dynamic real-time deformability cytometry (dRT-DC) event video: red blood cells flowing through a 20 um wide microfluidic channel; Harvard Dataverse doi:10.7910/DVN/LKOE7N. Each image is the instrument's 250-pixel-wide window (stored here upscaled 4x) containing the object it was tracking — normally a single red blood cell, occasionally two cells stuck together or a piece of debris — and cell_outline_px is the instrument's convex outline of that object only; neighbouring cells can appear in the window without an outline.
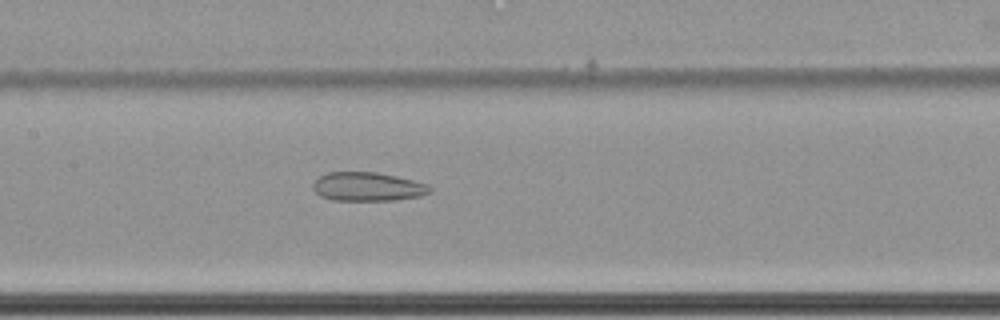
{"species": "common noctule bat (a hibernating species)", "species_latin": "Nyctalus noctula", "temperature_condition": "cold", "stored_images_in_passage": 64, "camera_frame_rate_fps": 3000, "um_per_image_px": 0.085, "animal": {"sex": "female", "body_mass_g": 22.7, "forearm_length_mm": 54.2}, "frame": {"image": 1, "passage_image": 34, "time_ms": 11.0, "image_size_px": [1000, 320], "cell_outline_px": [[432, 192], [420, 196], [396, 200], [332, 200], [320, 196], [312, 188], [312, 184], [320, 176], [328, 172], [376, 172], [396, 176], [428, 184], [432, 188]], "centroid_in_image_um": [31.26, 15.87], "position_along_channel_um": 176.1, "area_um2": 19.65}}
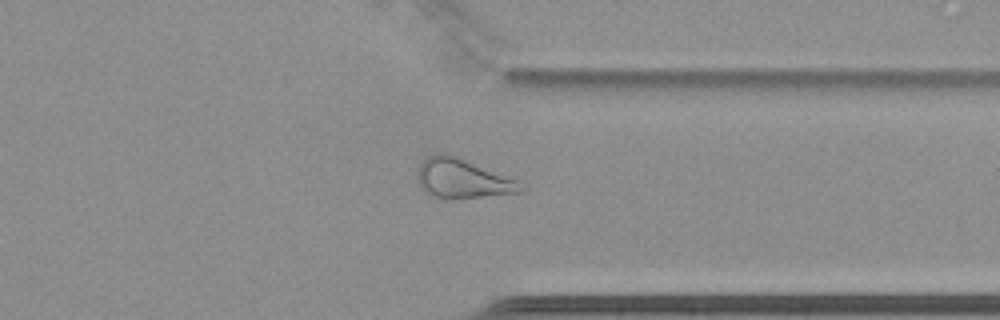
{"frame": {"image": 2, "passage_image": 51, "time_ms": 16.667, "image_size_px": [1000, 320], "cell_outline_px": [[528, 188], [524, 192], [480, 196], [436, 196], [424, 192], [420, 188], [416, 172], [420, 164], [428, 156], [436, 152], [448, 152], [516, 180]], "centroid_in_image_um": [39.3, 15.12], "position_along_channel_um": 372.1, "area_um2": 23.29}}
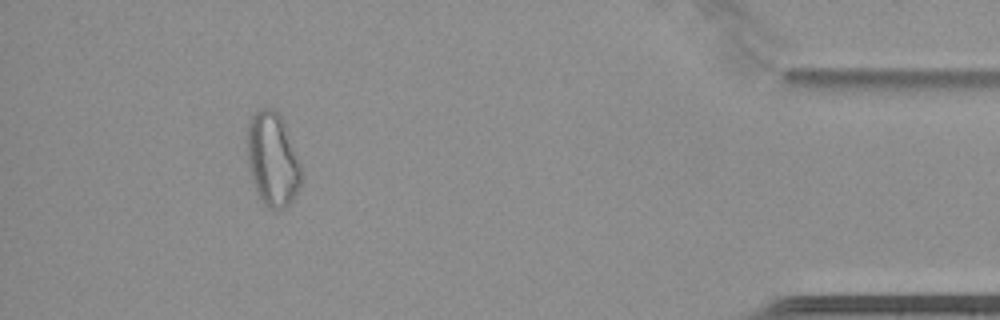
{"frame": {"image": 3, "passage_image": 59, "time_ms": 19.333, "image_size_px": [1000, 320], "cell_outline_px": [[300, 184], [292, 200], [284, 208], [272, 208], [264, 204], [260, 200], [256, 192], [252, 180], [248, 164], [248, 120], [256, 108], [272, 108], [280, 116], [284, 124], [300, 164]], "centroid_in_image_um": [23.13, 13.52], "position_along_channel_um": 412.1, "area_um2": 29.02}, "authors_computed_cell_mechanics": {"area_um2": 28.1197, "velocity_mm_per_s": 3.458, "shape_relaxation_time_tau1_ms": null, "shape_relaxation_time_tau2_ms": 5.6686, "deformation_change_tau1": null, "deformation_change_tau2": 0.1501}}